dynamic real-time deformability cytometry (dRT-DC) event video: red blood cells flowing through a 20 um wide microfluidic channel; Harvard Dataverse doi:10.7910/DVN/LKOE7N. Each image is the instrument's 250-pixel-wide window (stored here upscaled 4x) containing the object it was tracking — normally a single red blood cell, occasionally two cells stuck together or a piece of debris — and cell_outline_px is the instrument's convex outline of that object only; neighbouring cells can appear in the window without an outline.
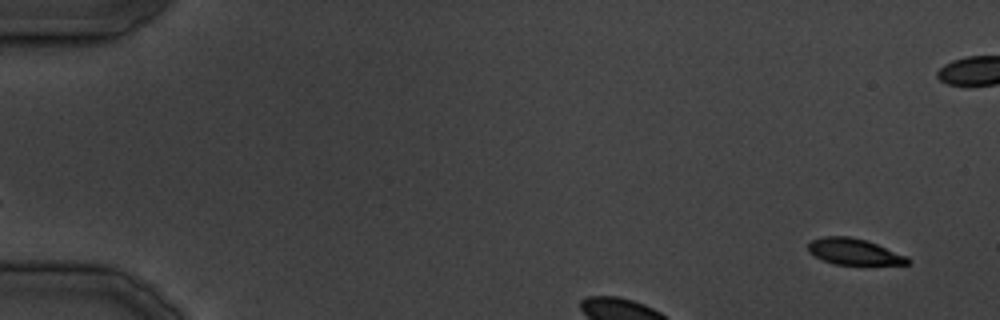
{"species": "common noctule bat (a hibernating species)", "species_latin": "Nyctalus noctula", "temperature_condition": "cold", "stored_images_in_passage": 7, "camera_frame_rate_fps": 3000, "um_per_image_px": 0.085, "animal": {"sex": "male", "body_mass_g": 19.5, "forearm_length_mm": 54.6}, "frame": {"image": 1, "passage_image": 2, "time_ms": 1.333, "image_size_px": [1000, 320], "cell_outline_px": [[908, 264], [836, 264], [824, 260], [808, 252], [808, 244], [812, 240], [824, 236], [848, 236], [864, 240], [876, 244], [908, 256]], "centroid_in_image_um": [72.57, 21.38], "position_along_channel_um": 12.4, "area_um2": 14.8}}